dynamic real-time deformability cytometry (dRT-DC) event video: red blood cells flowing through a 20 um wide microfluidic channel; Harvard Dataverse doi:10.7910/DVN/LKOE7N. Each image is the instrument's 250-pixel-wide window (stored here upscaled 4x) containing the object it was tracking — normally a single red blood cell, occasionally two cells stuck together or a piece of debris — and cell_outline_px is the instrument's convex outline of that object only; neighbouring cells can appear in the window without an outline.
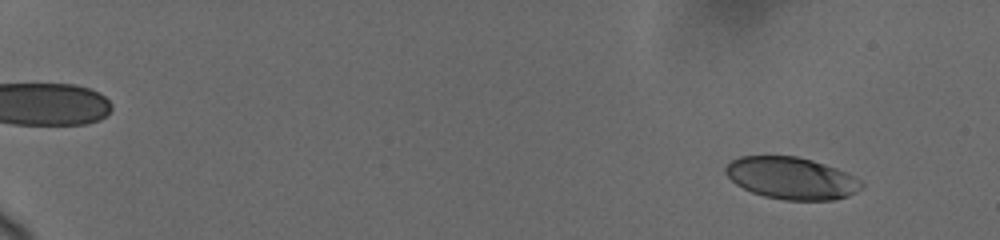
{"species": "human", "species_latin": "Homo sapiens", "temperature_condition": "cold", "stored_images_in_passage": 62, "camera_frame_rate_fps": 3000, "um_per_image_px": 0.085, "donor": {"sex": "female"}, "frame": {"image": 1, "passage_image": 6, "time_ms": 1.667, "image_size_px": [1000, 240], "cell_outline_px": [[864, 184], [856, 192], [848, 196], [836, 200], [784, 200], [764, 196], [752, 192], [736, 184], [724, 172], [724, 168], [732, 160], [740, 156], [796, 156], [812, 160], [848, 172], [860, 180]], "centroid_in_image_um": [67.29, 15.15], "position_along_channel_um": 17.7, "area_um2": 33.29}}
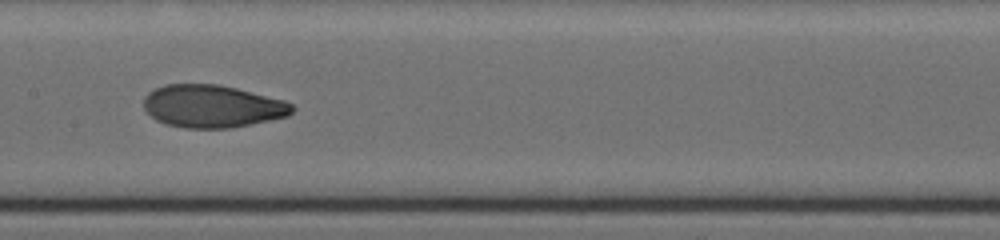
{"frame": {"image": 2, "passage_image": 35, "time_ms": 11.0, "image_size_px": [1000, 240], "cell_outline_px": [[296, 108], [288, 116], [252, 124], [232, 128], [184, 128], [164, 124], [156, 120], [144, 108], [144, 96], [148, 92], [164, 84], [220, 84], [284, 100], [292, 104]], "centroid_in_image_um": [18.04, 9.03], "position_along_channel_um": 189.4, "area_um2": 37.05}}
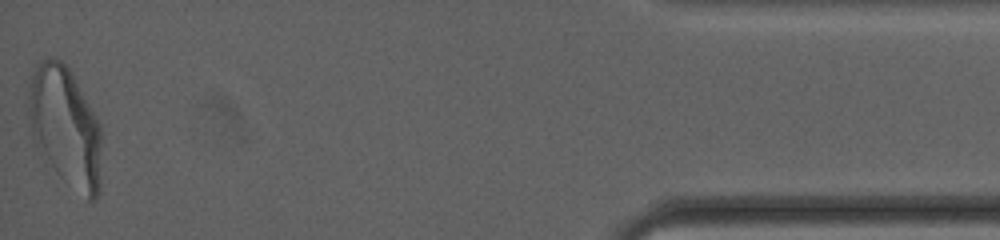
{"frame": {"image": 3, "passage_image": 62, "time_ms": 19.333, "image_size_px": [1000, 240], "cell_outline_px": [[100, 192], [92, 204], [64, 180], [56, 172], [36, 148], [32, 136], [28, 116], [28, 92], [32, 72], [36, 64], [48, 56], [60, 60], [68, 68], [100, 124]], "centroid_in_image_um": [5.52, 10.79], "position_along_channel_um": 429.7, "area_um2": 50.86}, "authors_computed_cell_mechanics": {"area_um2": 36.5296, "velocity_mm_per_s": 3.7012, "shape_relaxation_time_tau1_ms": 4.8205, "shape_relaxation_time_tau2_ms": 1.1007, "deformation_change_tau1": 0.1899, "deformation_change_tau2": 0.0643}}